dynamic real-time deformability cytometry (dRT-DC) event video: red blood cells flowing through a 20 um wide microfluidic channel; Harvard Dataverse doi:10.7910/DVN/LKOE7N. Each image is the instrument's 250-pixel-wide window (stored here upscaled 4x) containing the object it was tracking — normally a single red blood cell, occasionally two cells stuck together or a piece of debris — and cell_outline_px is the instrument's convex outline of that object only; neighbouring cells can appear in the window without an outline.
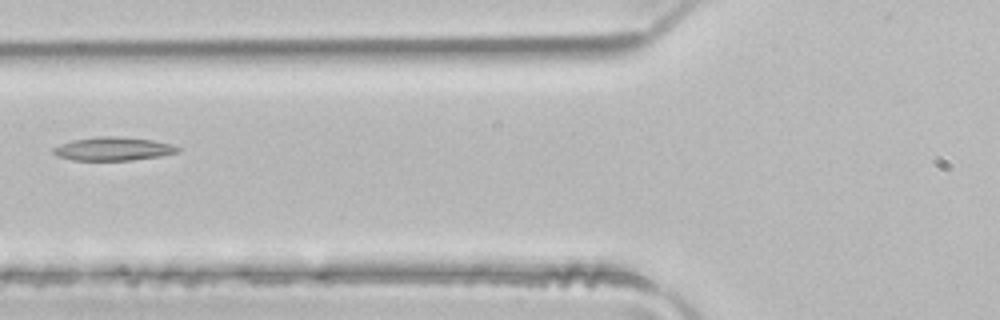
{"species": "common noctule bat (a hibernating species)", "species_latin": "Nyctalus noctula", "temperature_condition": "room temperature", "stored_images_in_passage": 4, "segment_of_instrument_passage": [2, 2], "camera_frame_rate_fps": 3000, "um_per_image_px": 0.085, "animal": {"sex": "male", "body_mass_g": 21.5, "forearm_length_mm": 52.0}, "frame": {"image": 1, "passage_image": 4, "time_ms": 1.0, "image_size_px": [1000, 320], "cell_outline_px": [[180, 152], [160, 156], [132, 160], [72, 160], [56, 156], [52, 152], [52, 148], [60, 144], [72, 140], [96, 136], [112, 136], [152, 140], [172, 144], [180, 148]], "centroid_in_image_um": [9.59, 12.65], "position_along_channel_um": 116.2, "area_um2": 17.05}}